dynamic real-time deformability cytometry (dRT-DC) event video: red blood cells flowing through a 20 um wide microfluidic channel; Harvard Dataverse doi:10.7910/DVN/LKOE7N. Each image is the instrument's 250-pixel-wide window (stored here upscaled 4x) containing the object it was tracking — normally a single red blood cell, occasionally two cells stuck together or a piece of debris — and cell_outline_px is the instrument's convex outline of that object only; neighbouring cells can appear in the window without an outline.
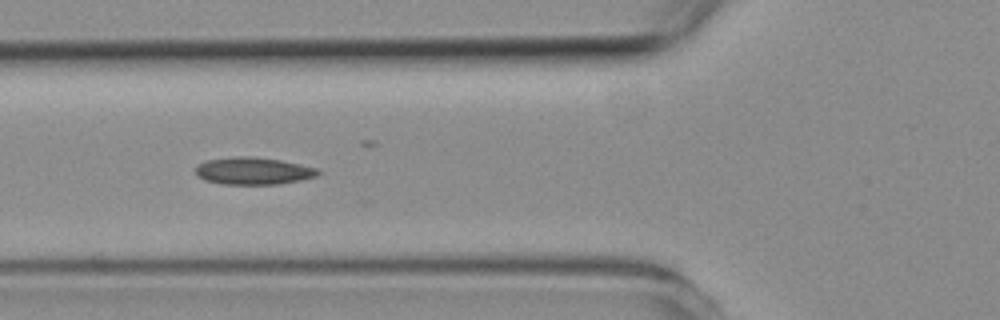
{"species": "common noctule bat (a hibernating species)", "species_latin": "Nyctalus noctula", "temperature_condition": "room temperature", "stored_images_in_passage": 7, "camera_frame_rate_fps": 3000, "um_per_image_px": 0.085, "animal": {"sex": "female", "body_mass_g": 19.3, "forearm_length_mm": 54.1}, "frame": {"image": 1, "passage_image": 4, "time_ms": 3.333, "image_size_px": [1000, 320], "cell_outline_px": [[320, 172], [316, 176], [300, 180], [276, 184], [220, 184], [204, 180], [196, 176], [196, 164], [208, 160], [236, 156], [252, 156], [280, 160], [320, 168]], "centroid_in_image_um": [21.51, 14.52], "position_along_channel_um": 104.3, "area_um2": 19.54}}